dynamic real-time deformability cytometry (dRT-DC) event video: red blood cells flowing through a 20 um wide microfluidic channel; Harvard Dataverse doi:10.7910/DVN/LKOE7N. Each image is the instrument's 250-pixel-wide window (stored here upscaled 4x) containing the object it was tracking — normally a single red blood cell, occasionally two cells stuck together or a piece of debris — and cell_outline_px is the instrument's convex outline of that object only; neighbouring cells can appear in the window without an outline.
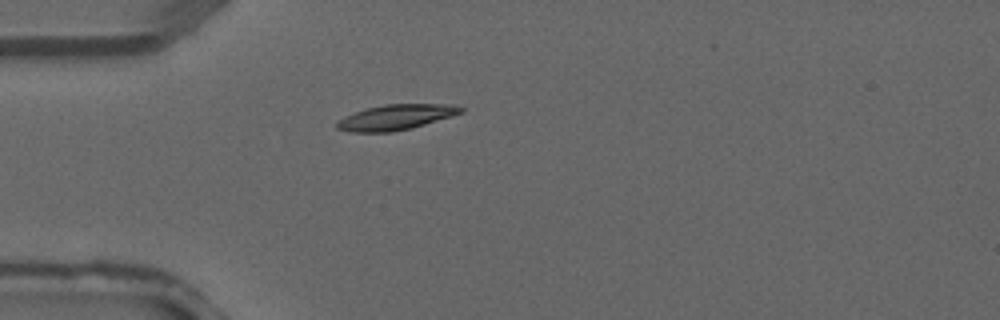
{"species": "common noctule bat (a hibernating species)", "species_latin": "Nyctalus noctula", "temperature_condition": "warm", "stored_images_in_passage": 3, "camera_frame_rate_fps": 3000, "um_per_image_px": 0.085, "animal": {"sex": "male", "forearm_length_mm": 52.5}, "frame": {"image": 1, "passage_image": 3, "time_ms": 0.667, "image_size_px": [1000, 320], "cell_outline_px": [[464, 112], [452, 116], [412, 128], [392, 132], [348, 132], [336, 128], [336, 124], [344, 116], [364, 108], [384, 104], [456, 104], [464, 108]], "centroid_in_image_um": [33.66, 9.96], "position_along_channel_um": 51.3, "area_um2": 18.5}}